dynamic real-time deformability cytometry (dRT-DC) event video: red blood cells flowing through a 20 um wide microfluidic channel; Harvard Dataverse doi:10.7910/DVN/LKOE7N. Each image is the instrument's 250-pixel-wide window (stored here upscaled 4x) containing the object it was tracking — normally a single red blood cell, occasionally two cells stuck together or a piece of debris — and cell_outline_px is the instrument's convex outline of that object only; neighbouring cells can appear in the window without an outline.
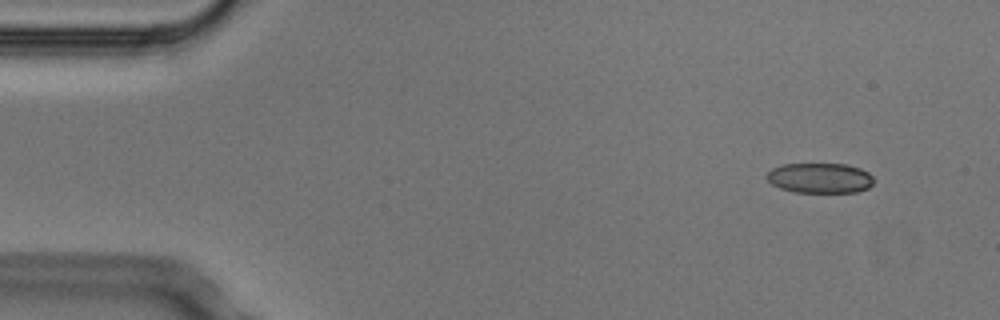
{"species": "Egyptian fruit bat (a non-hibernating species)", "species_latin": "Rousettus aegyptiacus", "temperature_condition": "cold", "stored_images_in_passage": 3, "camera_frame_rate_fps": 3000, "um_per_image_px": 0.085, "animal": {"sex": "male"}, "frame": {"image": 1, "passage_image": 1, "time_ms": 0.0, "image_size_px": [1000, 320], "cell_outline_px": [[872, 184], [868, 188], [856, 192], [792, 192], [780, 188], [772, 184], [764, 176], [772, 168], [784, 164], [848, 164], [860, 168], [868, 172], [872, 176]], "centroid_in_image_um": [69.67, 15.13], "position_along_channel_um": 15.3, "area_um2": 18.84}}
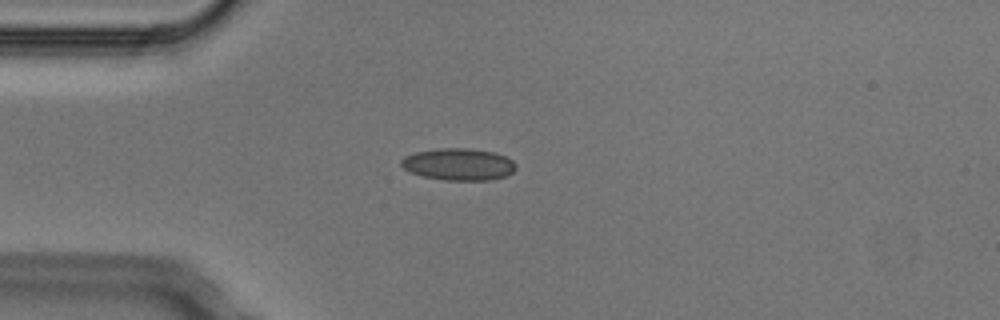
{"frame": {"image": 2, "passage_image": 3, "time_ms": 0.667, "image_size_px": [1000, 320], "cell_outline_px": [[516, 168], [508, 176], [492, 180], [444, 180], [424, 176], [412, 172], [404, 168], [400, 164], [400, 160], [404, 156], [416, 152], [440, 148], [468, 148], [492, 152], [504, 156], [512, 160], [516, 164]], "centroid_in_image_um": [39.0, 13.97], "position_along_channel_um": 46.0, "area_um2": 21.33}}